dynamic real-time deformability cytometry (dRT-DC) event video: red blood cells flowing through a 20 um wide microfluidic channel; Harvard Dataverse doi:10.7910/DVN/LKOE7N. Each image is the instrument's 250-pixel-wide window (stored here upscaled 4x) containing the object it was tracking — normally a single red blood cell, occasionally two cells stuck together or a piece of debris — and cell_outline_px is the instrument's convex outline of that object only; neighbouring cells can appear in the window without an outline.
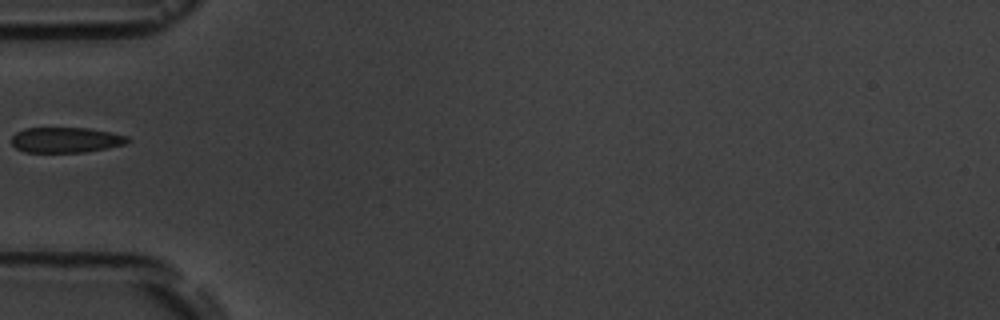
{"species": "common noctule bat (a hibernating species)", "species_latin": "Nyctalus noctula", "temperature_condition": "room temperature", "stored_images_in_passage": 2, "camera_frame_rate_fps": 3000, "um_per_image_px": 0.085, "animal": {"sex": "male", "body_mass_g": 19.5, "forearm_length_mm": 54.6}, "frame": {"image": 1, "passage_image": 1, "time_ms": 0.0, "image_size_px": [1000, 320], "cell_outline_px": [[132, 140], [124, 144], [84, 152], [24, 152], [16, 148], [12, 144], [12, 136], [16, 132], [24, 128], [88, 128], [128, 136]], "centroid_in_image_um": [5.57, 11.89], "position_along_channel_um": 79.4, "area_um2": 17.05}}
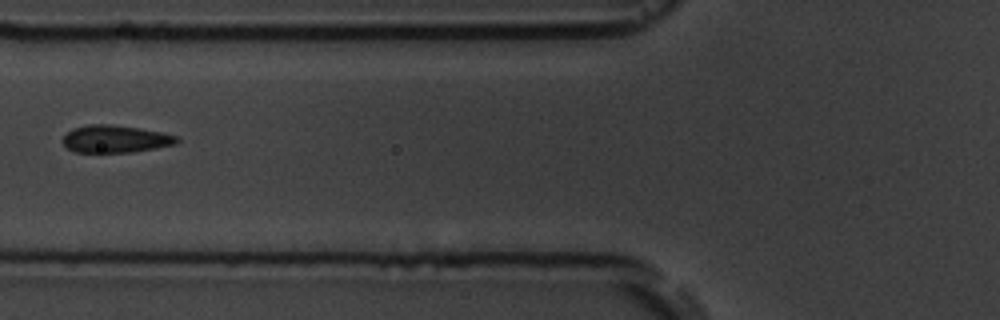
{"frame": {"image": 2, "passage_image": 2, "time_ms": 1.0, "image_size_px": [1000, 320], "cell_outline_px": [[180, 140], [176, 144], [156, 148], [132, 152], [76, 152], [68, 148], [60, 140], [72, 128], [88, 124], [108, 124], [136, 128], [160, 132], [176, 136]], "centroid_in_image_um": [9.77, 11.81], "position_along_channel_um": 116.0, "area_um2": 18.09}}